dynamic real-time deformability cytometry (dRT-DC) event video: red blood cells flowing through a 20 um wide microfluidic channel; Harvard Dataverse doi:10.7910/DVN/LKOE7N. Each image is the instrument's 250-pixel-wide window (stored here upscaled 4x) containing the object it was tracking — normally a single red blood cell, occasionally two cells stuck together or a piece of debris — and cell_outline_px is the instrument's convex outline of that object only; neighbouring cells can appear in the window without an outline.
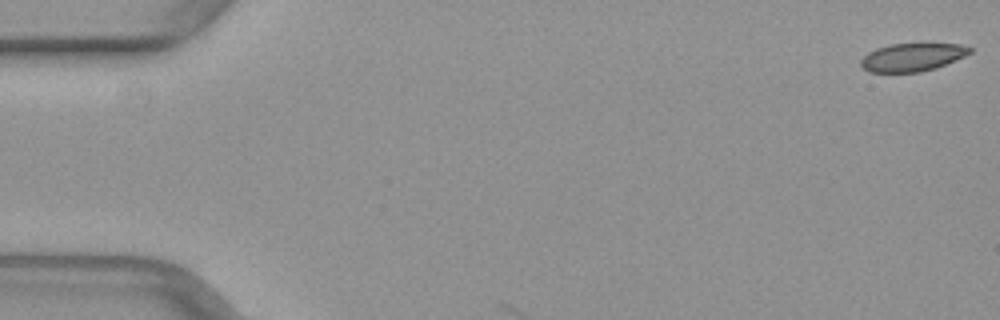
{"species": "common noctule bat (a hibernating species)", "species_latin": "Nyctalus noctula", "temperature_condition": "warm", "stored_images_in_passage": 5, "camera_frame_rate_fps": 3000, "um_per_image_px": 0.085, "animal": {"sex": "female", "body_mass_g": 29.2, "forearm_length_mm": 56.3}, "frame": {"image": 1, "passage_image": 1, "time_ms": 0.0, "image_size_px": [1000, 320], "cell_outline_px": [[972, 52], [964, 56], [936, 68], [920, 72], [868, 72], [860, 64], [860, 60], [868, 52], [876, 48], [892, 44], [920, 40], [960, 44], [972, 48]], "centroid_in_image_um": [77.58, 4.8], "position_along_channel_um": 7.4, "area_um2": 18.67}}